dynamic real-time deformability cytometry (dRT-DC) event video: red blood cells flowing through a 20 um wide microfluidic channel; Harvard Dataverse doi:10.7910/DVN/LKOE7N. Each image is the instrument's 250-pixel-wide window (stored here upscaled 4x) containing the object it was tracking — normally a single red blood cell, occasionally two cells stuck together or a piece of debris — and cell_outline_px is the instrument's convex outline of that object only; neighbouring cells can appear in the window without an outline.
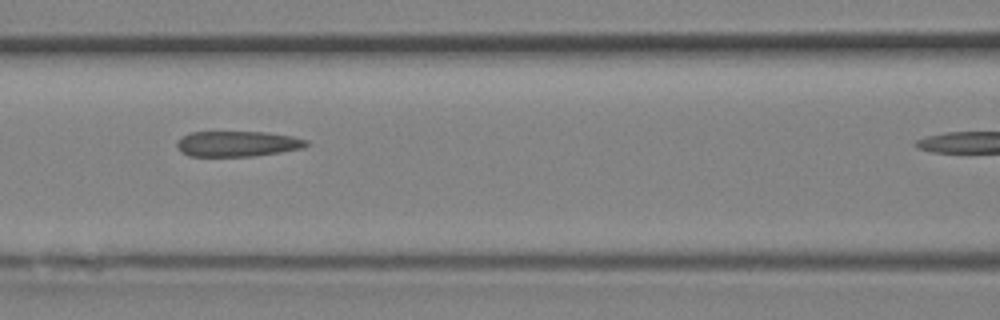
{"species": "Egyptian fruit bat (a non-hibernating species)", "species_latin": "Rousettus aegyptiacus", "temperature_condition": "room temperature", "stored_images_in_passage": 14, "camera_frame_rate_fps": 3000, "um_per_image_px": 0.085, "animal": {"sex": "female"}, "frame": {"image": 1, "passage_image": 10, "time_ms": 3.0, "image_size_px": [1000, 320], "cell_outline_px": [[312, 144], [304, 148], [256, 156], [188, 156], [180, 152], [176, 144], [176, 140], [180, 136], [192, 132], [264, 132], [292, 136], [308, 140]], "centroid_in_image_um": [20.18, 12.22], "position_along_channel_um": 146.4, "area_um2": 19.54}}
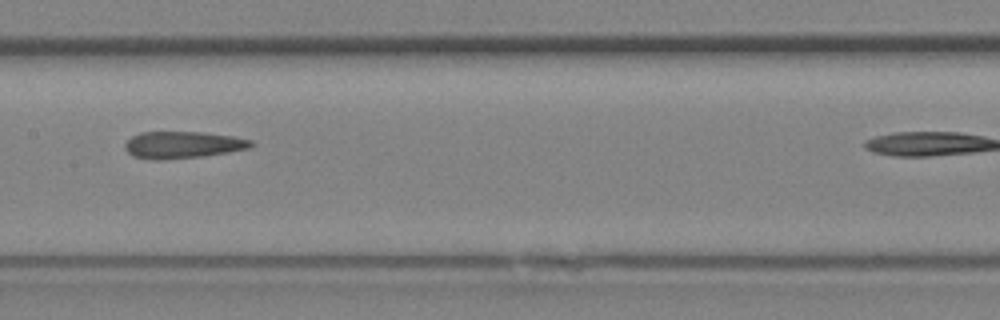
{"frame": {"image": 2, "passage_image": 12, "time_ms": 3.667, "image_size_px": [1000, 320], "cell_outline_px": [[256, 144], [252, 148], [228, 152], [200, 156], [160, 160], [152, 160], [132, 156], [124, 148], [124, 144], [132, 136], [140, 132], [204, 132], [232, 136], [252, 140]], "centroid_in_image_um": [15.54, 12.31], "position_along_channel_um": 191.9, "area_um2": 19.88}}